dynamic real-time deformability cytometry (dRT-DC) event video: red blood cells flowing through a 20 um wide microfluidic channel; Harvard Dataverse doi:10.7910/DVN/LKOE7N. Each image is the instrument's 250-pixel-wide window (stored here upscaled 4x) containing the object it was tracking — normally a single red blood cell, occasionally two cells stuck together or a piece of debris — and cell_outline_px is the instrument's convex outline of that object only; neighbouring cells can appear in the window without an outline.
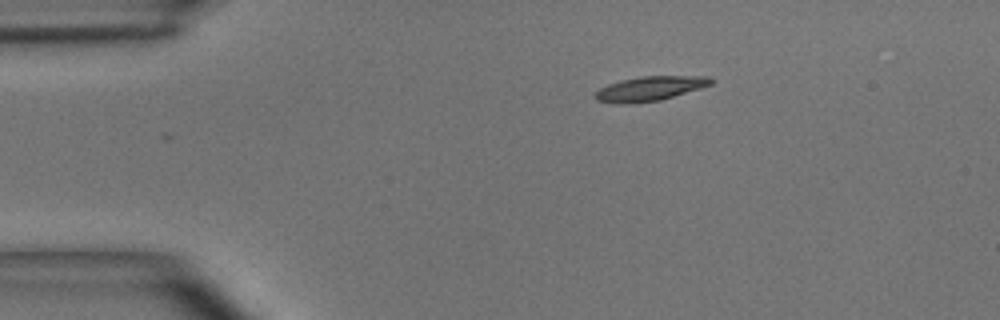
{"species": "common noctule bat (a hibernating species)", "species_latin": "Nyctalus noctula", "temperature_condition": "room temperature", "stored_images_in_passage": 42, "camera_frame_rate_fps": 3000, "um_per_image_px": 0.085, "animal": {"sex": "male", "body_mass_g": 15.6}, "frame": {"image": 1, "passage_image": 1, "time_ms": 0.0, "image_size_px": [1000, 320], "cell_outline_px": [[716, 80], [712, 84], [700, 88], [660, 100], [628, 104], [620, 104], [596, 100], [592, 96], [600, 88], [608, 84], [620, 80], [640, 76], [712, 76]], "centroid_in_image_um": [55.24, 7.52], "position_along_channel_um": 29.8, "area_um2": 16.65}}
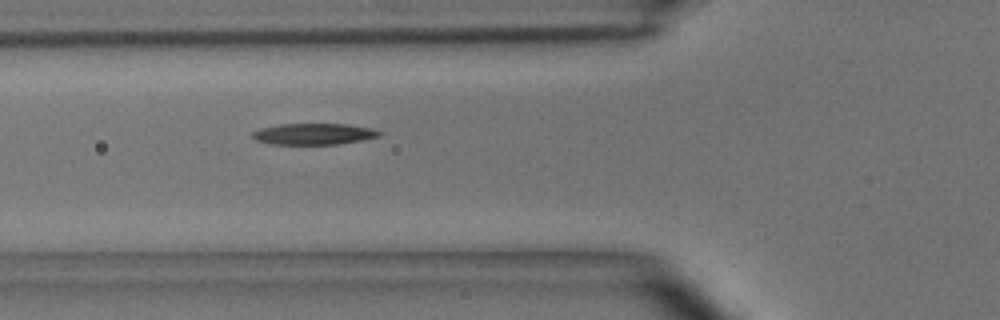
{"frame": {"image": 2, "passage_image": 10, "time_ms": 3.0, "image_size_px": [1000, 320], "cell_outline_px": [[384, 132], [380, 136], [360, 140], [336, 144], [268, 144], [256, 140], [252, 136], [252, 132], [260, 128], [280, 124], [348, 124], [372, 128]], "centroid_in_image_um": [26.67, 11.38], "position_along_channel_um": 99.1, "area_um2": 15.72}}
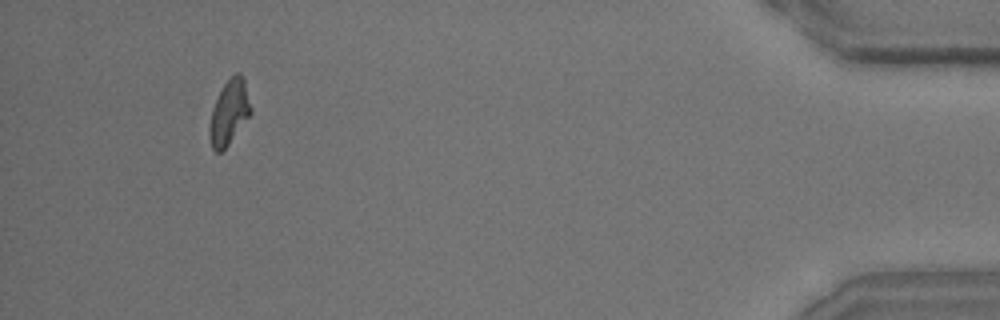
{"frame": {"image": 3, "passage_image": 39, "time_ms": 12.667, "image_size_px": [1000, 320], "cell_outline_px": [[252, 112], [228, 144], [220, 152], [216, 152], [212, 148], [208, 136], [208, 132], [212, 108], [224, 84], [236, 72], [244, 80], [252, 108]], "centroid_in_image_um": [19.46, 9.58], "position_along_channel_um": 415.7, "area_um2": 15.2}, "authors_computed_cell_mechanics": {"area_um2": 16.2129, "velocity_mm_per_s": 3.9651, "shape_relaxation_time_tau1_ms": 4.3844, "shape_relaxation_time_tau2_ms": null, "deformation_change_tau1": 0.1789, "deformation_change_tau2": null}}